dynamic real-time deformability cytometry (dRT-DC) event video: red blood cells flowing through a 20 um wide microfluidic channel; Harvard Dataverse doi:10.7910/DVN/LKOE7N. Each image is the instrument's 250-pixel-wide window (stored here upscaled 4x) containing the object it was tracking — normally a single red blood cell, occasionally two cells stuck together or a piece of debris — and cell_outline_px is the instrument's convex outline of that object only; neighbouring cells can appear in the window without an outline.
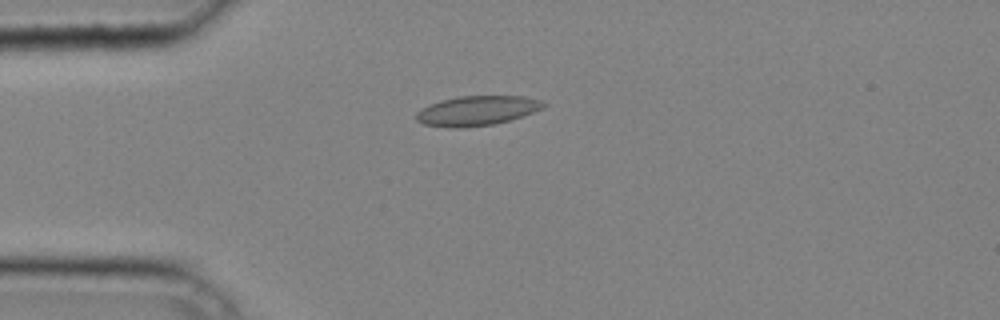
{"species": "common noctule bat (a hibernating species)", "species_latin": "Nyctalus noctula", "temperature_condition": "cold", "stored_images_in_passage": 37, "camera_frame_rate_fps": 3000, "um_per_image_px": 0.085, "animal": {"sex": "male", "body_mass_g": 20.4}, "frame": {"image": 1, "passage_image": 10, "time_ms": 3.0, "image_size_px": [1000, 320], "cell_outline_px": [[548, 104], [544, 108], [512, 120], [496, 124], [464, 128], [448, 128], [424, 124], [416, 120], [416, 112], [440, 100], [460, 96], [524, 96], [544, 100]], "centroid_in_image_um": [40.61, 9.42], "position_along_channel_um": 44.4, "area_um2": 22.31}}
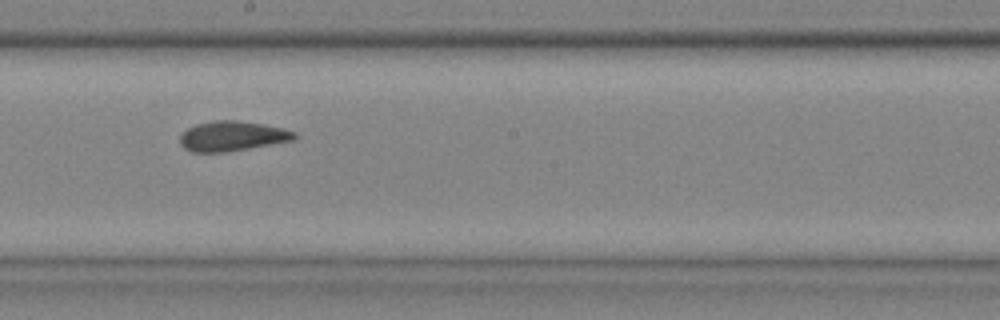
{"frame": {"image": 2, "passage_image": 23, "time_ms": 7.333, "image_size_px": [1000, 320], "cell_outline_px": [[296, 136], [292, 140], [228, 152], [192, 152], [184, 148], [180, 144], [180, 136], [188, 128], [196, 124], [212, 120], [236, 120], [284, 128], [296, 132]], "centroid_in_image_um": [19.71, 11.57], "position_along_channel_um": 228.5, "area_um2": 19.83}}
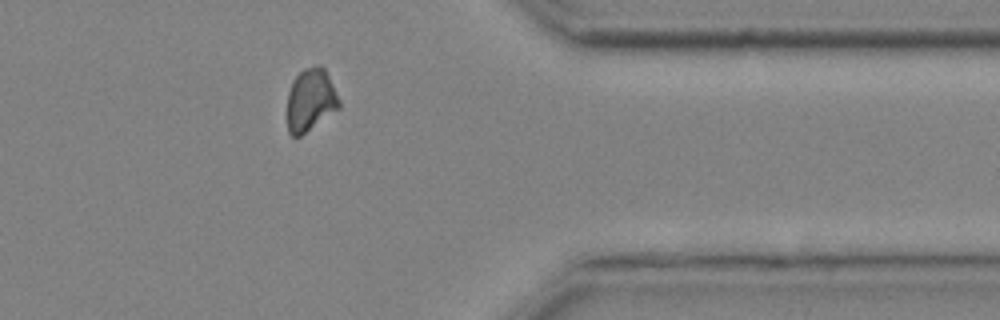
{"frame": {"image": 3, "passage_image": 34, "time_ms": 11.0, "image_size_px": [1000, 320], "cell_outline_px": [[340, 108], [300, 136], [292, 136], [288, 132], [288, 92], [292, 80], [304, 68], [316, 64], [320, 64], [324, 68], [340, 100]], "centroid_in_image_um": [26.4, 8.48], "position_along_channel_um": 385.0, "area_um2": 18.9}}